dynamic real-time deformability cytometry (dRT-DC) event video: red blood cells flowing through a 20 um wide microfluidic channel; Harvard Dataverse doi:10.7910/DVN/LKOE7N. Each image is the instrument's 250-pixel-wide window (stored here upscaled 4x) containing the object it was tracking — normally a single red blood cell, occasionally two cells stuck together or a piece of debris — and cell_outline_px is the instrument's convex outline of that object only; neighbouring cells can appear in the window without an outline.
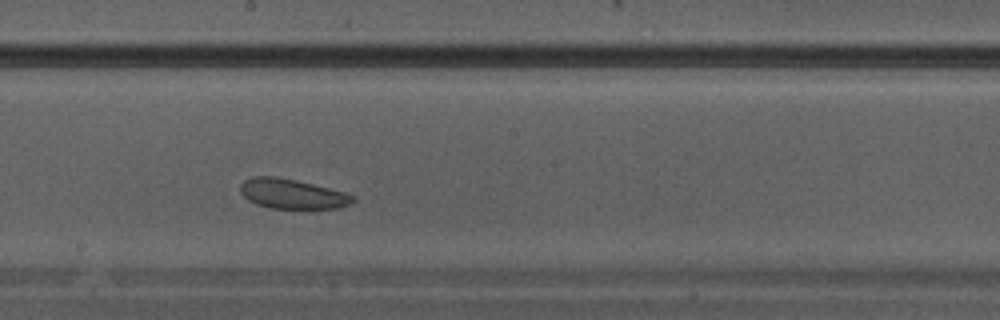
{"species": "Egyptian fruit bat (a non-hibernating species)", "species_latin": "Rousettus aegyptiacus", "temperature_condition": "warm", "stored_images_in_passage": 25, "camera_frame_rate_fps": 3000, "um_per_image_px": 0.085, "animal": {"sex": "male"}, "frame": {"image": 1, "passage_image": 11, "time_ms": 3.333, "image_size_px": [1000, 320], "cell_outline_px": [[356, 200], [352, 204], [340, 208], [272, 208], [256, 204], [248, 200], [240, 192], [240, 184], [244, 180], [252, 176], [276, 176], [296, 180], [348, 192], [356, 196]], "centroid_in_image_um": [24.88, 16.47], "position_along_channel_um": 223.3, "area_um2": 19.83}}